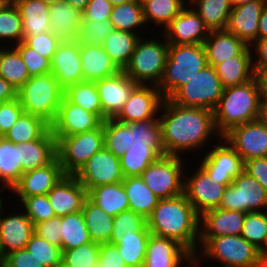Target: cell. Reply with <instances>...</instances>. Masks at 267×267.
Masks as SVG:
<instances>
[{"label": "cell", "mask_w": 267, "mask_h": 267, "mask_svg": "<svg viewBox=\"0 0 267 267\" xmlns=\"http://www.w3.org/2000/svg\"><path fill=\"white\" fill-rule=\"evenodd\" d=\"M22 41L28 47L34 49L39 55L50 60H52L57 46L61 42L57 37H54L50 31L28 38H23Z\"/></svg>", "instance_id": "680465c9"}, {"label": "cell", "mask_w": 267, "mask_h": 267, "mask_svg": "<svg viewBox=\"0 0 267 267\" xmlns=\"http://www.w3.org/2000/svg\"><path fill=\"white\" fill-rule=\"evenodd\" d=\"M23 173L50 164L57 157V140L49 128L39 139L18 143Z\"/></svg>", "instance_id": "4316f807"}, {"label": "cell", "mask_w": 267, "mask_h": 267, "mask_svg": "<svg viewBox=\"0 0 267 267\" xmlns=\"http://www.w3.org/2000/svg\"><path fill=\"white\" fill-rule=\"evenodd\" d=\"M11 2L12 0H0V11L8 6Z\"/></svg>", "instance_id": "09005b40"}, {"label": "cell", "mask_w": 267, "mask_h": 267, "mask_svg": "<svg viewBox=\"0 0 267 267\" xmlns=\"http://www.w3.org/2000/svg\"><path fill=\"white\" fill-rule=\"evenodd\" d=\"M203 45L213 67L237 55H251L249 46L227 30L210 31Z\"/></svg>", "instance_id": "d4e9b609"}, {"label": "cell", "mask_w": 267, "mask_h": 267, "mask_svg": "<svg viewBox=\"0 0 267 267\" xmlns=\"http://www.w3.org/2000/svg\"><path fill=\"white\" fill-rule=\"evenodd\" d=\"M102 107V120L115 118L138 85L124 71L95 81Z\"/></svg>", "instance_id": "2e32d148"}, {"label": "cell", "mask_w": 267, "mask_h": 267, "mask_svg": "<svg viewBox=\"0 0 267 267\" xmlns=\"http://www.w3.org/2000/svg\"><path fill=\"white\" fill-rule=\"evenodd\" d=\"M159 157L148 145H131V148L120 157L121 171L124 178L140 176Z\"/></svg>", "instance_id": "7bdbcfd3"}, {"label": "cell", "mask_w": 267, "mask_h": 267, "mask_svg": "<svg viewBox=\"0 0 267 267\" xmlns=\"http://www.w3.org/2000/svg\"><path fill=\"white\" fill-rule=\"evenodd\" d=\"M34 233L61 248V217L34 224Z\"/></svg>", "instance_id": "94428289"}, {"label": "cell", "mask_w": 267, "mask_h": 267, "mask_svg": "<svg viewBox=\"0 0 267 267\" xmlns=\"http://www.w3.org/2000/svg\"><path fill=\"white\" fill-rule=\"evenodd\" d=\"M0 38L17 39L22 42L23 24L21 15L13 1L0 11Z\"/></svg>", "instance_id": "11a10c76"}, {"label": "cell", "mask_w": 267, "mask_h": 267, "mask_svg": "<svg viewBox=\"0 0 267 267\" xmlns=\"http://www.w3.org/2000/svg\"><path fill=\"white\" fill-rule=\"evenodd\" d=\"M113 30V25L109 20L100 22L82 20L77 41L79 44L102 46Z\"/></svg>", "instance_id": "db71d44e"}, {"label": "cell", "mask_w": 267, "mask_h": 267, "mask_svg": "<svg viewBox=\"0 0 267 267\" xmlns=\"http://www.w3.org/2000/svg\"><path fill=\"white\" fill-rule=\"evenodd\" d=\"M103 120L94 113L71 103L65 96L50 129L54 137H65L99 128Z\"/></svg>", "instance_id": "9a60e30c"}, {"label": "cell", "mask_w": 267, "mask_h": 267, "mask_svg": "<svg viewBox=\"0 0 267 267\" xmlns=\"http://www.w3.org/2000/svg\"><path fill=\"white\" fill-rule=\"evenodd\" d=\"M49 128L42 118L24 112L3 137L15 144L29 142L39 139Z\"/></svg>", "instance_id": "ab89813d"}, {"label": "cell", "mask_w": 267, "mask_h": 267, "mask_svg": "<svg viewBox=\"0 0 267 267\" xmlns=\"http://www.w3.org/2000/svg\"><path fill=\"white\" fill-rule=\"evenodd\" d=\"M65 90L50 72L30 77L17 91V97L25 113L42 118L49 125L57 116Z\"/></svg>", "instance_id": "5b68a950"}, {"label": "cell", "mask_w": 267, "mask_h": 267, "mask_svg": "<svg viewBox=\"0 0 267 267\" xmlns=\"http://www.w3.org/2000/svg\"><path fill=\"white\" fill-rule=\"evenodd\" d=\"M41 1H43L44 3H47L50 6L61 0H41Z\"/></svg>", "instance_id": "979ff035"}, {"label": "cell", "mask_w": 267, "mask_h": 267, "mask_svg": "<svg viewBox=\"0 0 267 267\" xmlns=\"http://www.w3.org/2000/svg\"><path fill=\"white\" fill-rule=\"evenodd\" d=\"M24 113V109L17 98L0 103V136L4 134L17 122Z\"/></svg>", "instance_id": "91938a15"}, {"label": "cell", "mask_w": 267, "mask_h": 267, "mask_svg": "<svg viewBox=\"0 0 267 267\" xmlns=\"http://www.w3.org/2000/svg\"><path fill=\"white\" fill-rule=\"evenodd\" d=\"M140 38L136 33L114 29L103 42V49L120 71L127 66Z\"/></svg>", "instance_id": "d590c367"}, {"label": "cell", "mask_w": 267, "mask_h": 267, "mask_svg": "<svg viewBox=\"0 0 267 267\" xmlns=\"http://www.w3.org/2000/svg\"><path fill=\"white\" fill-rule=\"evenodd\" d=\"M161 106L165 108L159 119L165 155L179 156L178 151L198 148L216 129L210 109L182 107L170 99H164Z\"/></svg>", "instance_id": "6da1fadb"}, {"label": "cell", "mask_w": 267, "mask_h": 267, "mask_svg": "<svg viewBox=\"0 0 267 267\" xmlns=\"http://www.w3.org/2000/svg\"><path fill=\"white\" fill-rule=\"evenodd\" d=\"M244 171L256 178L267 192V157L253 158L244 162Z\"/></svg>", "instance_id": "03108f58"}, {"label": "cell", "mask_w": 267, "mask_h": 267, "mask_svg": "<svg viewBox=\"0 0 267 267\" xmlns=\"http://www.w3.org/2000/svg\"><path fill=\"white\" fill-rule=\"evenodd\" d=\"M267 207V192L263 186L243 171L226 187L218 208L239 212H260Z\"/></svg>", "instance_id": "8fae6325"}, {"label": "cell", "mask_w": 267, "mask_h": 267, "mask_svg": "<svg viewBox=\"0 0 267 267\" xmlns=\"http://www.w3.org/2000/svg\"><path fill=\"white\" fill-rule=\"evenodd\" d=\"M0 76L17 91L30 78L28 68L16 48L0 50Z\"/></svg>", "instance_id": "b9f144b4"}, {"label": "cell", "mask_w": 267, "mask_h": 267, "mask_svg": "<svg viewBox=\"0 0 267 267\" xmlns=\"http://www.w3.org/2000/svg\"><path fill=\"white\" fill-rule=\"evenodd\" d=\"M64 96L73 104L84 110L97 114L102 119V107L95 82L82 81L69 86Z\"/></svg>", "instance_id": "f6af8a7d"}, {"label": "cell", "mask_w": 267, "mask_h": 267, "mask_svg": "<svg viewBox=\"0 0 267 267\" xmlns=\"http://www.w3.org/2000/svg\"><path fill=\"white\" fill-rule=\"evenodd\" d=\"M104 147L120 158L130 148V133L127 123L118 122L115 118L103 121Z\"/></svg>", "instance_id": "7dc6e473"}, {"label": "cell", "mask_w": 267, "mask_h": 267, "mask_svg": "<svg viewBox=\"0 0 267 267\" xmlns=\"http://www.w3.org/2000/svg\"><path fill=\"white\" fill-rule=\"evenodd\" d=\"M246 213L220 208L204 212L200 216L205 230H199V237L241 235Z\"/></svg>", "instance_id": "83f0119b"}, {"label": "cell", "mask_w": 267, "mask_h": 267, "mask_svg": "<svg viewBox=\"0 0 267 267\" xmlns=\"http://www.w3.org/2000/svg\"><path fill=\"white\" fill-rule=\"evenodd\" d=\"M83 13L64 0L50 5V32L60 41H76Z\"/></svg>", "instance_id": "f1b7e54d"}, {"label": "cell", "mask_w": 267, "mask_h": 267, "mask_svg": "<svg viewBox=\"0 0 267 267\" xmlns=\"http://www.w3.org/2000/svg\"><path fill=\"white\" fill-rule=\"evenodd\" d=\"M206 66L203 44L169 45L163 77L157 88L164 99H169Z\"/></svg>", "instance_id": "277c9868"}, {"label": "cell", "mask_w": 267, "mask_h": 267, "mask_svg": "<svg viewBox=\"0 0 267 267\" xmlns=\"http://www.w3.org/2000/svg\"><path fill=\"white\" fill-rule=\"evenodd\" d=\"M266 0H257L232 8L226 27L247 45L259 40V20Z\"/></svg>", "instance_id": "603a6c76"}, {"label": "cell", "mask_w": 267, "mask_h": 267, "mask_svg": "<svg viewBox=\"0 0 267 267\" xmlns=\"http://www.w3.org/2000/svg\"><path fill=\"white\" fill-rule=\"evenodd\" d=\"M81 212L91 241L100 244L109 243L114 217L108 215L88 197L84 201Z\"/></svg>", "instance_id": "d6a6232c"}, {"label": "cell", "mask_w": 267, "mask_h": 267, "mask_svg": "<svg viewBox=\"0 0 267 267\" xmlns=\"http://www.w3.org/2000/svg\"><path fill=\"white\" fill-rule=\"evenodd\" d=\"M87 197L112 217L129 210V201L122 182L92 188L87 192Z\"/></svg>", "instance_id": "1f68e13d"}, {"label": "cell", "mask_w": 267, "mask_h": 267, "mask_svg": "<svg viewBox=\"0 0 267 267\" xmlns=\"http://www.w3.org/2000/svg\"><path fill=\"white\" fill-rule=\"evenodd\" d=\"M168 47L167 40L162 44L153 39L145 42L139 39L123 71L137 84L143 85V81L151 80L158 86L163 77Z\"/></svg>", "instance_id": "ba28073f"}, {"label": "cell", "mask_w": 267, "mask_h": 267, "mask_svg": "<svg viewBox=\"0 0 267 267\" xmlns=\"http://www.w3.org/2000/svg\"><path fill=\"white\" fill-rule=\"evenodd\" d=\"M80 57L83 81L95 82L120 71L102 46L80 44Z\"/></svg>", "instance_id": "f546056e"}, {"label": "cell", "mask_w": 267, "mask_h": 267, "mask_svg": "<svg viewBox=\"0 0 267 267\" xmlns=\"http://www.w3.org/2000/svg\"><path fill=\"white\" fill-rule=\"evenodd\" d=\"M113 5L108 0H90L83 13V20L92 22L110 19Z\"/></svg>", "instance_id": "be15d7a7"}, {"label": "cell", "mask_w": 267, "mask_h": 267, "mask_svg": "<svg viewBox=\"0 0 267 267\" xmlns=\"http://www.w3.org/2000/svg\"><path fill=\"white\" fill-rule=\"evenodd\" d=\"M198 4L195 10L209 31L226 30L232 11L230 0H190Z\"/></svg>", "instance_id": "60d3db41"}, {"label": "cell", "mask_w": 267, "mask_h": 267, "mask_svg": "<svg viewBox=\"0 0 267 267\" xmlns=\"http://www.w3.org/2000/svg\"><path fill=\"white\" fill-rule=\"evenodd\" d=\"M200 216L184 194L160 199L147 218L151 234L177 241L196 258Z\"/></svg>", "instance_id": "7a4b0ae2"}, {"label": "cell", "mask_w": 267, "mask_h": 267, "mask_svg": "<svg viewBox=\"0 0 267 267\" xmlns=\"http://www.w3.org/2000/svg\"><path fill=\"white\" fill-rule=\"evenodd\" d=\"M47 196L55 215L62 217L82 211L87 190L74 175H64Z\"/></svg>", "instance_id": "44dd1931"}, {"label": "cell", "mask_w": 267, "mask_h": 267, "mask_svg": "<svg viewBox=\"0 0 267 267\" xmlns=\"http://www.w3.org/2000/svg\"><path fill=\"white\" fill-rule=\"evenodd\" d=\"M183 258L196 262L195 257L177 241L151 234L143 267H178Z\"/></svg>", "instance_id": "cb8c5ba5"}, {"label": "cell", "mask_w": 267, "mask_h": 267, "mask_svg": "<svg viewBox=\"0 0 267 267\" xmlns=\"http://www.w3.org/2000/svg\"><path fill=\"white\" fill-rule=\"evenodd\" d=\"M258 267H267V257H260Z\"/></svg>", "instance_id": "b9fcfbb0"}, {"label": "cell", "mask_w": 267, "mask_h": 267, "mask_svg": "<svg viewBox=\"0 0 267 267\" xmlns=\"http://www.w3.org/2000/svg\"><path fill=\"white\" fill-rule=\"evenodd\" d=\"M0 267H46L26 249H19L6 255Z\"/></svg>", "instance_id": "6125c7cd"}, {"label": "cell", "mask_w": 267, "mask_h": 267, "mask_svg": "<svg viewBox=\"0 0 267 267\" xmlns=\"http://www.w3.org/2000/svg\"><path fill=\"white\" fill-rule=\"evenodd\" d=\"M255 42V49L259 59L255 64H253L254 72L267 71V39H259Z\"/></svg>", "instance_id": "003e7915"}, {"label": "cell", "mask_w": 267, "mask_h": 267, "mask_svg": "<svg viewBox=\"0 0 267 267\" xmlns=\"http://www.w3.org/2000/svg\"><path fill=\"white\" fill-rule=\"evenodd\" d=\"M61 233L62 251L92 242L81 211L61 217Z\"/></svg>", "instance_id": "ee69618b"}, {"label": "cell", "mask_w": 267, "mask_h": 267, "mask_svg": "<svg viewBox=\"0 0 267 267\" xmlns=\"http://www.w3.org/2000/svg\"><path fill=\"white\" fill-rule=\"evenodd\" d=\"M3 257H2V252H1V250H0V266H1V264H2V262H3Z\"/></svg>", "instance_id": "deb4b68c"}, {"label": "cell", "mask_w": 267, "mask_h": 267, "mask_svg": "<svg viewBox=\"0 0 267 267\" xmlns=\"http://www.w3.org/2000/svg\"><path fill=\"white\" fill-rule=\"evenodd\" d=\"M254 1H257V0H230V3L232 5V8H234V7H237L239 5L254 2Z\"/></svg>", "instance_id": "34e18365"}, {"label": "cell", "mask_w": 267, "mask_h": 267, "mask_svg": "<svg viewBox=\"0 0 267 267\" xmlns=\"http://www.w3.org/2000/svg\"><path fill=\"white\" fill-rule=\"evenodd\" d=\"M100 243L89 242L62 251V264L65 267H94L99 261Z\"/></svg>", "instance_id": "681fc988"}, {"label": "cell", "mask_w": 267, "mask_h": 267, "mask_svg": "<svg viewBox=\"0 0 267 267\" xmlns=\"http://www.w3.org/2000/svg\"><path fill=\"white\" fill-rule=\"evenodd\" d=\"M127 124L129 125L130 148L131 145H148L160 157L165 155L162 142V126L159 120L151 118Z\"/></svg>", "instance_id": "74e56055"}, {"label": "cell", "mask_w": 267, "mask_h": 267, "mask_svg": "<svg viewBox=\"0 0 267 267\" xmlns=\"http://www.w3.org/2000/svg\"><path fill=\"white\" fill-rule=\"evenodd\" d=\"M259 85L260 104H267V71L255 72Z\"/></svg>", "instance_id": "89a4df30"}, {"label": "cell", "mask_w": 267, "mask_h": 267, "mask_svg": "<svg viewBox=\"0 0 267 267\" xmlns=\"http://www.w3.org/2000/svg\"><path fill=\"white\" fill-rule=\"evenodd\" d=\"M68 4H70L75 9H79L81 12H83L87 6V4L90 2V0H64Z\"/></svg>", "instance_id": "8c879c8a"}, {"label": "cell", "mask_w": 267, "mask_h": 267, "mask_svg": "<svg viewBox=\"0 0 267 267\" xmlns=\"http://www.w3.org/2000/svg\"><path fill=\"white\" fill-rule=\"evenodd\" d=\"M55 267H65L63 264H60L58 266H55Z\"/></svg>", "instance_id": "b62a3aed"}, {"label": "cell", "mask_w": 267, "mask_h": 267, "mask_svg": "<svg viewBox=\"0 0 267 267\" xmlns=\"http://www.w3.org/2000/svg\"><path fill=\"white\" fill-rule=\"evenodd\" d=\"M180 156L163 155L140 175L147 187L160 199L184 194Z\"/></svg>", "instance_id": "30bf717a"}, {"label": "cell", "mask_w": 267, "mask_h": 267, "mask_svg": "<svg viewBox=\"0 0 267 267\" xmlns=\"http://www.w3.org/2000/svg\"><path fill=\"white\" fill-rule=\"evenodd\" d=\"M140 229H148L147 219L132 210L119 213L114 217L110 244H115L122 236L134 234Z\"/></svg>", "instance_id": "816d5d0a"}, {"label": "cell", "mask_w": 267, "mask_h": 267, "mask_svg": "<svg viewBox=\"0 0 267 267\" xmlns=\"http://www.w3.org/2000/svg\"><path fill=\"white\" fill-rule=\"evenodd\" d=\"M122 185L127 193L129 210L143 215L147 219L160 198L147 187L140 176L126 177L122 181Z\"/></svg>", "instance_id": "e575fe53"}, {"label": "cell", "mask_w": 267, "mask_h": 267, "mask_svg": "<svg viewBox=\"0 0 267 267\" xmlns=\"http://www.w3.org/2000/svg\"><path fill=\"white\" fill-rule=\"evenodd\" d=\"M15 48L20 53L23 62L27 66L30 77L40 76L51 72V60L39 55L23 41L16 44Z\"/></svg>", "instance_id": "6f0895ef"}, {"label": "cell", "mask_w": 267, "mask_h": 267, "mask_svg": "<svg viewBox=\"0 0 267 267\" xmlns=\"http://www.w3.org/2000/svg\"><path fill=\"white\" fill-rule=\"evenodd\" d=\"M17 98V90L0 76V103Z\"/></svg>", "instance_id": "a7ac6f4b"}, {"label": "cell", "mask_w": 267, "mask_h": 267, "mask_svg": "<svg viewBox=\"0 0 267 267\" xmlns=\"http://www.w3.org/2000/svg\"><path fill=\"white\" fill-rule=\"evenodd\" d=\"M51 73L64 90L83 81L80 44L77 40L60 42L51 60Z\"/></svg>", "instance_id": "ffe728a7"}, {"label": "cell", "mask_w": 267, "mask_h": 267, "mask_svg": "<svg viewBox=\"0 0 267 267\" xmlns=\"http://www.w3.org/2000/svg\"><path fill=\"white\" fill-rule=\"evenodd\" d=\"M259 85L256 77L252 80L224 88L214 110V123L219 135H225L233 127L258 120Z\"/></svg>", "instance_id": "3957f363"}, {"label": "cell", "mask_w": 267, "mask_h": 267, "mask_svg": "<svg viewBox=\"0 0 267 267\" xmlns=\"http://www.w3.org/2000/svg\"><path fill=\"white\" fill-rule=\"evenodd\" d=\"M222 138L241 156L243 162L267 157V126L259 120L235 126Z\"/></svg>", "instance_id": "4fadbf2b"}, {"label": "cell", "mask_w": 267, "mask_h": 267, "mask_svg": "<svg viewBox=\"0 0 267 267\" xmlns=\"http://www.w3.org/2000/svg\"><path fill=\"white\" fill-rule=\"evenodd\" d=\"M74 176L87 192L97 186L119 183L124 180L120 158L105 147L92 155Z\"/></svg>", "instance_id": "7c38bea8"}, {"label": "cell", "mask_w": 267, "mask_h": 267, "mask_svg": "<svg viewBox=\"0 0 267 267\" xmlns=\"http://www.w3.org/2000/svg\"><path fill=\"white\" fill-rule=\"evenodd\" d=\"M219 184L226 186L244 171L241 156L229 145H218L204 157L200 165Z\"/></svg>", "instance_id": "e0dca14e"}, {"label": "cell", "mask_w": 267, "mask_h": 267, "mask_svg": "<svg viewBox=\"0 0 267 267\" xmlns=\"http://www.w3.org/2000/svg\"><path fill=\"white\" fill-rule=\"evenodd\" d=\"M26 209V215L33 224L56 217L47 195L20 197Z\"/></svg>", "instance_id": "9f6ffc18"}, {"label": "cell", "mask_w": 267, "mask_h": 267, "mask_svg": "<svg viewBox=\"0 0 267 267\" xmlns=\"http://www.w3.org/2000/svg\"><path fill=\"white\" fill-rule=\"evenodd\" d=\"M265 247H267V238L265 241V245L262 246V248L259 250V257H267V249Z\"/></svg>", "instance_id": "11e5206c"}, {"label": "cell", "mask_w": 267, "mask_h": 267, "mask_svg": "<svg viewBox=\"0 0 267 267\" xmlns=\"http://www.w3.org/2000/svg\"><path fill=\"white\" fill-rule=\"evenodd\" d=\"M64 175L59 159L56 157L46 166L24 172L12 190L19 197L47 195Z\"/></svg>", "instance_id": "7402d4cb"}, {"label": "cell", "mask_w": 267, "mask_h": 267, "mask_svg": "<svg viewBox=\"0 0 267 267\" xmlns=\"http://www.w3.org/2000/svg\"><path fill=\"white\" fill-rule=\"evenodd\" d=\"M241 236L260 250L267 238V213H246Z\"/></svg>", "instance_id": "f907efd6"}, {"label": "cell", "mask_w": 267, "mask_h": 267, "mask_svg": "<svg viewBox=\"0 0 267 267\" xmlns=\"http://www.w3.org/2000/svg\"><path fill=\"white\" fill-rule=\"evenodd\" d=\"M150 235L149 229H140L122 236L115 243L127 267H143Z\"/></svg>", "instance_id": "f35d334b"}, {"label": "cell", "mask_w": 267, "mask_h": 267, "mask_svg": "<svg viewBox=\"0 0 267 267\" xmlns=\"http://www.w3.org/2000/svg\"><path fill=\"white\" fill-rule=\"evenodd\" d=\"M224 87L213 66L208 65L181 86L169 99L182 107L215 110Z\"/></svg>", "instance_id": "52a82bcc"}, {"label": "cell", "mask_w": 267, "mask_h": 267, "mask_svg": "<svg viewBox=\"0 0 267 267\" xmlns=\"http://www.w3.org/2000/svg\"><path fill=\"white\" fill-rule=\"evenodd\" d=\"M25 248L46 267H55L62 264V249L35 233L31 236Z\"/></svg>", "instance_id": "f5cc1de1"}, {"label": "cell", "mask_w": 267, "mask_h": 267, "mask_svg": "<svg viewBox=\"0 0 267 267\" xmlns=\"http://www.w3.org/2000/svg\"><path fill=\"white\" fill-rule=\"evenodd\" d=\"M259 39H267V5L263 8L260 15Z\"/></svg>", "instance_id": "2644e50d"}, {"label": "cell", "mask_w": 267, "mask_h": 267, "mask_svg": "<svg viewBox=\"0 0 267 267\" xmlns=\"http://www.w3.org/2000/svg\"><path fill=\"white\" fill-rule=\"evenodd\" d=\"M251 55H237L214 66L224 88L239 85L255 77Z\"/></svg>", "instance_id": "836d02e7"}, {"label": "cell", "mask_w": 267, "mask_h": 267, "mask_svg": "<svg viewBox=\"0 0 267 267\" xmlns=\"http://www.w3.org/2000/svg\"><path fill=\"white\" fill-rule=\"evenodd\" d=\"M113 6L115 5H119V4H123V3H127L133 0H108Z\"/></svg>", "instance_id": "2a66077c"}, {"label": "cell", "mask_w": 267, "mask_h": 267, "mask_svg": "<svg viewBox=\"0 0 267 267\" xmlns=\"http://www.w3.org/2000/svg\"><path fill=\"white\" fill-rule=\"evenodd\" d=\"M2 204L3 203H2V200H1V197H0V214H1V208H2L1 206H2Z\"/></svg>", "instance_id": "67dfc351"}, {"label": "cell", "mask_w": 267, "mask_h": 267, "mask_svg": "<svg viewBox=\"0 0 267 267\" xmlns=\"http://www.w3.org/2000/svg\"><path fill=\"white\" fill-rule=\"evenodd\" d=\"M165 32L169 45L203 44L210 33L199 14L185 7L166 26Z\"/></svg>", "instance_id": "ac0fdd59"}, {"label": "cell", "mask_w": 267, "mask_h": 267, "mask_svg": "<svg viewBox=\"0 0 267 267\" xmlns=\"http://www.w3.org/2000/svg\"><path fill=\"white\" fill-rule=\"evenodd\" d=\"M226 187L211 179L200 166L190 179L184 181V195L201 216L204 212L219 207Z\"/></svg>", "instance_id": "5bb4252c"}, {"label": "cell", "mask_w": 267, "mask_h": 267, "mask_svg": "<svg viewBox=\"0 0 267 267\" xmlns=\"http://www.w3.org/2000/svg\"><path fill=\"white\" fill-rule=\"evenodd\" d=\"M109 21L116 30L135 33L132 29L146 22L141 1L133 0L113 6Z\"/></svg>", "instance_id": "bcb514c9"}, {"label": "cell", "mask_w": 267, "mask_h": 267, "mask_svg": "<svg viewBox=\"0 0 267 267\" xmlns=\"http://www.w3.org/2000/svg\"><path fill=\"white\" fill-rule=\"evenodd\" d=\"M203 253L225 264L223 267H258L259 249L241 235L199 237Z\"/></svg>", "instance_id": "9c48e42d"}, {"label": "cell", "mask_w": 267, "mask_h": 267, "mask_svg": "<svg viewBox=\"0 0 267 267\" xmlns=\"http://www.w3.org/2000/svg\"><path fill=\"white\" fill-rule=\"evenodd\" d=\"M94 267H127L115 244L101 243L99 261Z\"/></svg>", "instance_id": "e7e4bbea"}, {"label": "cell", "mask_w": 267, "mask_h": 267, "mask_svg": "<svg viewBox=\"0 0 267 267\" xmlns=\"http://www.w3.org/2000/svg\"><path fill=\"white\" fill-rule=\"evenodd\" d=\"M141 3L145 21L154 20L165 28L184 8L183 0H142Z\"/></svg>", "instance_id": "c3c4849f"}, {"label": "cell", "mask_w": 267, "mask_h": 267, "mask_svg": "<svg viewBox=\"0 0 267 267\" xmlns=\"http://www.w3.org/2000/svg\"><path fill=\"white\" fill-rule=\"evenodd\" d=\"M153 88L138 84L115 119L121 123H133L155 118V112L164 98L157 86Z\"/></svg>", "instance_id": "d6986e66"}, {"label": "cell", "mask_w": 267, "mask_h": 267, "mask_svg": "<svg viewBox=\"0 0 267 267\" xmlns=\"http://www.w3.org/2000/svg\"><path fill=\"white\" fill-rule=\"evenodd\" d=\"M34 234V224L26 214L2 218L0 215V250L2 257L26 247Z\"/></svg>", "instance_id": "484cf974"}, {"label": "cell", "mask_w": 267, "mask_h": 267, "mask_svg": "<svg viewBox=\"0 0 267 267\" xmlns=\"http://www.w3.org/2000/svg\"><path fill=\"white\" fill-rule=\"evenodd\" d=\"M23 174L20 147L0 136V180L9 190L20 181Z\"/></svg>", "instance_id": "8d00e7d4"}, {"label": "cell", "mask_w": 267, "mask_h": 267, "mask_svg": "<svg viewBox=\"0 0 267 267\" xmlns=\"http://www.w3.org/2000/svg\"><path fill=\"white\" fill-rule=\"evenodd\" d=\"M23 24V38L50 31V6L41 0H12Z\"/></svg>", "instance_id": "4dcf8cb0"}, {"label": "cell", "mask_w": 267, "mask_h": 267, "mask_svg": "<svg viewBox=\"0 0 267 267\" xmlns=\"http://www.w3.org/2000/svg\"><path fill=\"white\" fill-rule=\"evenodd\" d=\"M57 140V157L65 175H75L96 152L104 148L103 124L94 130Z\"/></svg>", "instance_id": "8992f818"}, {"label": "cell", "mask_w": 267, "mask_h": 267, "mask_svg": "<svg viewBox=\"0 0 267 267\" xmlns=\"http://www.w3.org/2000/svg\"><path fill=\"white\" fill-rule=\"evenodd\" d=\"M258 120L267 126V104H260L259 105V116Z\"/></svg>", "instance_id": "753ad0ef"}]
</instances>
